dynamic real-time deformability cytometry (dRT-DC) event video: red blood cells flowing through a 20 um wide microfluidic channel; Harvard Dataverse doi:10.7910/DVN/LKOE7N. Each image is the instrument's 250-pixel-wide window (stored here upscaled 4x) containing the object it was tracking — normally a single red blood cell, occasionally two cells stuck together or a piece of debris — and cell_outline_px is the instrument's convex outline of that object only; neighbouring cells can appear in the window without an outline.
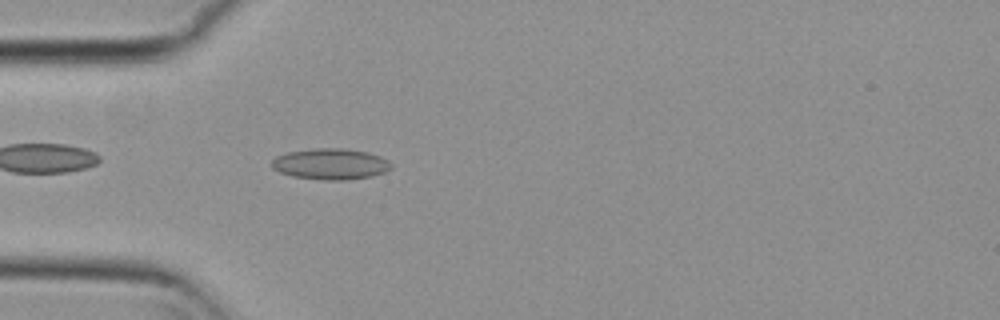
{"species": "common noctule bat (a hibernating species)", "species_latin": "Nyctalus noctula", "temperature_condition": "cold", "stored_images_in_passage": 14, "camera_frame_rate_fps": 3000, "um_per_image_px": 0.085, "animal": {"sex": "female", "body_mass_g": 29.2, "forearm_length_mm": 56.3}, "frame": {"image": 1, "passage_image": 3, "time_ms": 0.667, "image_size_px": [1000, 320], "cell_outline_px": [[392, 168], [384, 172], [372, 176], [348, 180], [324, 180], [292, 176], [280, 172], [272, 168], [272, 160], [276, 156], [288, 152], [316, 148], [340, 148], [368, 152], [380, 156], [388, 160], [392, 164]], "centroid_in_image_um": [28.11, 13.94], "position_along_channel_um": 56.9, "area_um2": 21.62}}
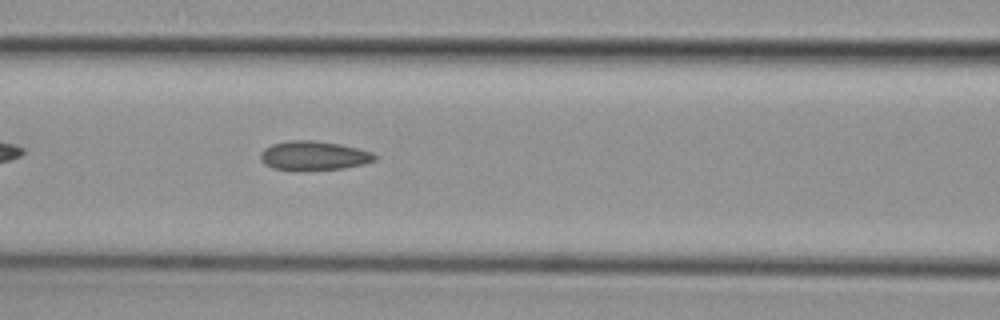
{"frame": {"image": 2, "passage_image": 10, "time_ms": 3.0, "image_size_px": [1000, 320], "cell_outline_px": [[376, 160], [364, 164], [344, 168], [300, 172], [296, 172], [272, 168], [264, 164], [260, 160], [260, 152], [264, 148], [272, 144], [288, 140], [312, 140], [340, 144], [372, 152], [376, 156]], "centroid_in_image_um": [26.61, 13.26], "position_along_channel_um": 140.0, "area_um2": 19.94}}